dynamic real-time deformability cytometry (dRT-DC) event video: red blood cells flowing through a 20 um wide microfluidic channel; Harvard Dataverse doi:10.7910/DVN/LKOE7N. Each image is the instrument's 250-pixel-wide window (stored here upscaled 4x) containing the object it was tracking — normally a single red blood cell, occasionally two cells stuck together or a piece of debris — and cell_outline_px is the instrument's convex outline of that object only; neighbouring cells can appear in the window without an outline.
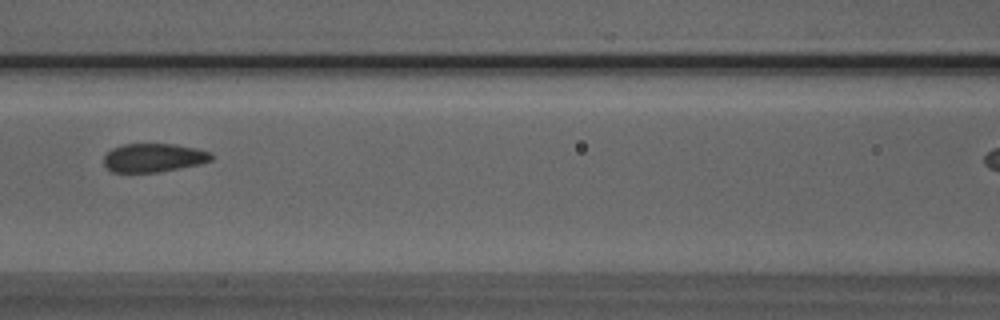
{"species": "Egyptian fruit bat (a non-hibernating species)", "species_latin": "Rousettus aegyptiacus", "temperature_condition": "room temperature", "stored_images_in_passage": 35, "camera_frame_rate_fps": 3000, "um_per_image_px": 0.085, "animal": {"sex": "male"}, "frame": {"image": 1, "passage_image": 15, "time_ms": 4.667, "image_size_px": [1000, 320], "cell_outline_px": [[212, 160], [200, 164], [180, 168], [156, 172], [112, 172], [104, 164], [104, 156], [112, 148], [124, 144], [176, 144], [196, 148], [212, 152]], "centroid_in_image_um": [13.08, 13.4], "position_along_channel_um": 153.5, "area_um2": 17.92}}
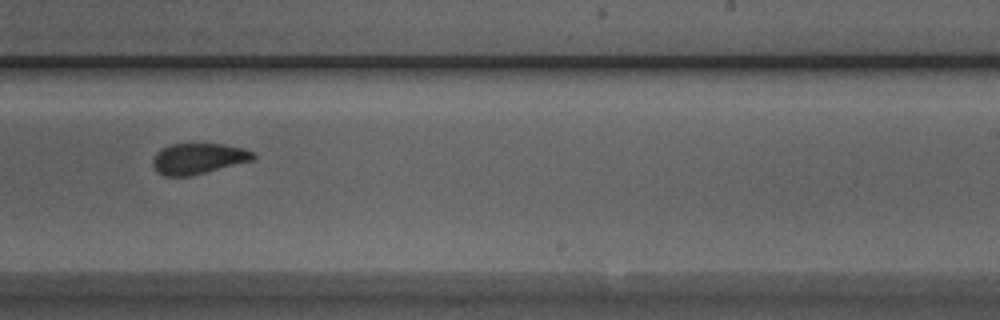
{"frame": {"image": 2, "passage_image": 24, "time_ms": 7.667, "image_size_px": [1000, 320], "cell_outline_px": [[256, 156], [252, 160], [188, 176], [164, 176], [156, 172], [152, 164], [152, 160], [156, 152], [160, 148], [168, 144], [224, 144], [244, 148], [256, 152]], "centroid_in_image_um": [16.81, 13.46], "position_along_channel_um": 272.2, "area_um2": 18.03}}
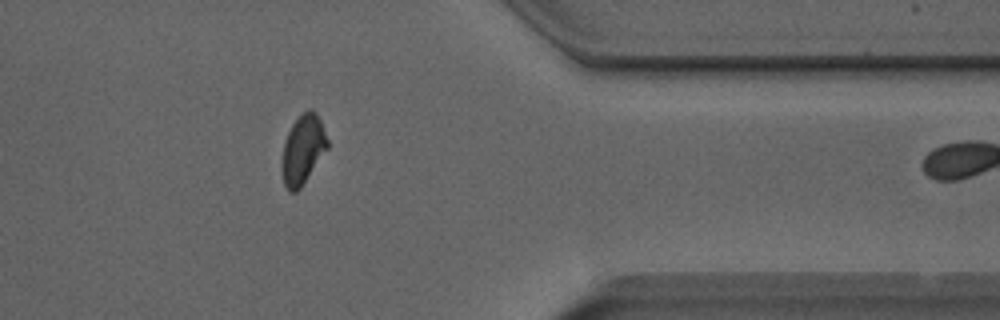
{"frame": {"image": 3, "passage_image": 34, "time_ms": 11.0, "image_size_px": [1000, 320], "cell_outline_px": [[328, 148], [300, 188], [296, 192], [288, 192], [284, 184], [280, 168], [280, 164], [284, 144], [288, 132], [292, 124], [308, 108], [312, 108], [316, 112], [320, 120], [328, 140]], "centroid_in_image_um": [25.72, 12.73], "position_along_channel_um": 385.7, "area_um2": 18.38}}